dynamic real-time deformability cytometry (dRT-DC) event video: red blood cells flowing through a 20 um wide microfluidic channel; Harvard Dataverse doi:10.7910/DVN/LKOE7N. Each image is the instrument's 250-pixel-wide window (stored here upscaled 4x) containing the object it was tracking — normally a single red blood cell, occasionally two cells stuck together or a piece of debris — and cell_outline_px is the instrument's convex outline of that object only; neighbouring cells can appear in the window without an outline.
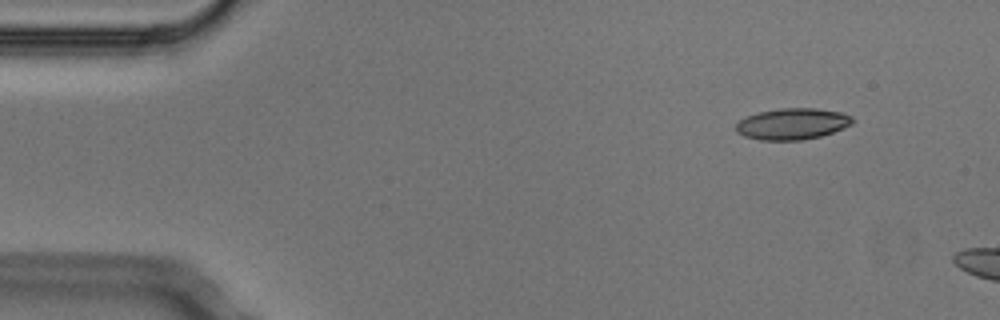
{"species": "Egyptian fruit bat (a non-hibernating species)", "species_latin": "Rousettus aegyptiacus", "temperature_condition": "cold", "stored_images_in_passage": 2, "camera_frame_rate_fps": 3000, "um_per_image_px": 0.085, "animal": {"sex": "male"}, "frame": {"image": 1, "passage_image": 1, "time_ms": 0.0, "image_size_px": [1000, 320], "cell_outline_px": [[856, 120], [852, 124], [844, 128], [820, 136], [804, 140], [760, 140], [744, 136], [736, 132], [736, 124], [744, 116], [756, 112], [780, 108], [816, 108], [840, 112], [852, 116]], "centroid_in_image_um": [67.34, 10.52], "position_along_channel_um": 17.7, "area_um2": 21.5}}